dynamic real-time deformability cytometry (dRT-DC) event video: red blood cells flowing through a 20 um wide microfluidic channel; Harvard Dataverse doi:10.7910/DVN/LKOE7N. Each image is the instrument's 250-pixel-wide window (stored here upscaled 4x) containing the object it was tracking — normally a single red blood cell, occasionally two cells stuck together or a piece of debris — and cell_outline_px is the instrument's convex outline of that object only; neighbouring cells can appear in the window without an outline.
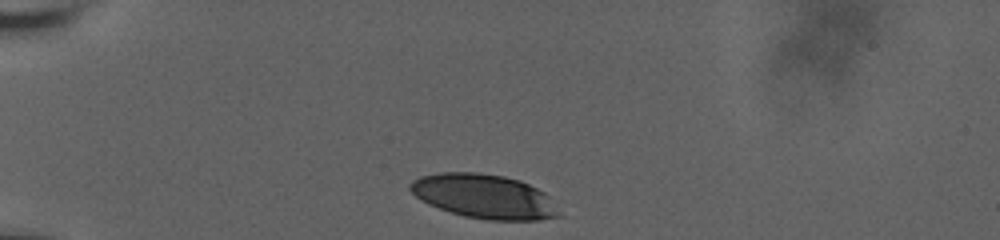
{"species": "human", "species_latin": "Homo sapiens", "temperature_condition": "room temperature", "stored_images_in_passage": 23, "camera_frame_rate_fps": 3000, "um_per_image_px": 0.085, "donor": {"sex": "male"}, "frame": {"image": 1, "passage_image": 1, "time_ms": 0.0, "image_size_px": [1000, 240], "cell_outline_px": [[560, 216], [540, 220], [488, 220], [464, 216], [428, 204], [416, 196], [408, 188], [408, 184], [412, 180], [420, 176], [440, 172], [476, 172], [504, 176], [520, 180], [544, 192], [548, 196], [560, 212]], "centroid_in_image_um": [41.14, 16.68], "position_along_channel_um": 43.9, "area_um2": 38.26}}
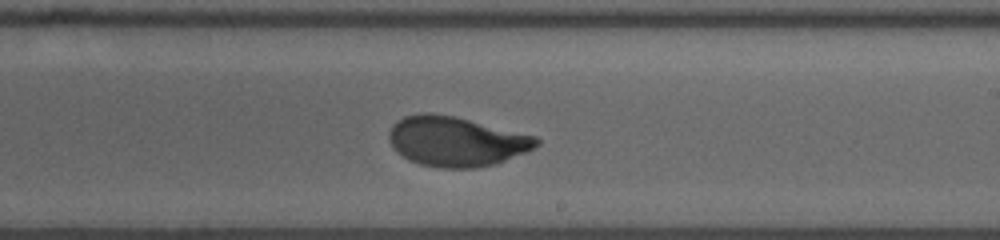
{"frame": {"image": 2, "passage_image": 14, "time_ms": 7.0, "image_size_px": [1000, 240], "cell_outline_px": [[540, 144], [524, 152], [496, 164], [476, 168], [440, 168], [420, 164], [408, 160], [392, 148], [388, 140], [388, 132], [392, 124], [404, 116], [424, 112], [432, 112], [456, 116], [536, 136], [540, 140]], "centroid_in_image_um": [38.73, 12.01], "position_along_channel_um": 250.3, "area_um2": 43.12}}
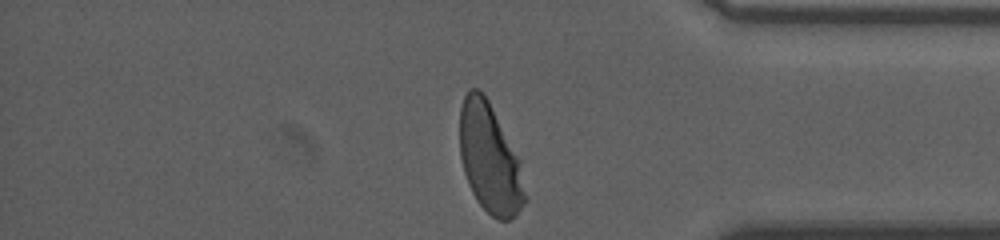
{"frame": {"image": 3, "passage_image": 23, "time_ms": 11.333, "image_size_px": [1000, 240], "cell_outline_px": [[528, 200], [516, 216], [508, 220], [496, 220], [476, 200], [468, 184], [464, 172], [460, 156], [460, 108], [464, 96], [468, 88], [480, 88], [488, 100], [520, 160]], "centroid_in_image_um": [41.65, 13.5], "position_along_channel_um": 393.6, "area_um2": 41.91}, "authors_computed_cell_mechanics": {"area_um2": 42.7142, "velocity_mm_per_s": 3.6254, "shape_relaxation_time_tau1_ms": 3.2915, "shape_relaxation_time_tau2_ms": null, "deformation_change_tau1": 0.1722, "deformation_change_tau2": null}}